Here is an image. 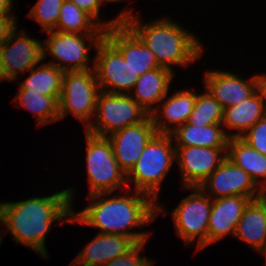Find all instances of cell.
<instances>
[{
    "instance_id": "d4e9b609",
    "label": "cell",
    "mask_w": 266,
    "mask_h": 266,
    "mask_svg": "<svg viewBox=\"0 0 266 266\" xmlns=\"http://www.w3.org/2000/svg\"><path fill=\"white\" fill-rule=\"evenodd\" d=\"M227 158L249 174L261 189L266 187V155L253 149L241 138L234 137L229 138Z\"/></svg>"
},
{
    "instance_id": "2e32d148",
    "label": "cell",
    "mask_w": 266,
    "mask_h": 266,
    "mask_svg": "<svg viewBox=\"0 0 266 266\" xmlns=\"http://www.w3.org/2000/svg\"><path fill=\"white\" fill-rule=\"evenodd\" d=\"M204 85L225 109L245 101L256 92V75L245 80L228 71L214 70L206 72Z\"/></svg>"
},
{
    "instance_id": "30bf717a",
    "label": "cell",
    "mask_w": 266,
    "mask_h": 266,
    "mask_svg": "<svg viewBox=\"0 0 266 266\" xmlns=\"http://www.w3.org/2000/svg\"><path fill=\"white\" fill-rule=\"evenodd\" d=\"M95 48L94 71L100 90L129 94L139 76L132 73L121 52L105 36Z\"/></svg>"
},
{
    "instance_id": "8fae6325",
    "label": "cell",
    "mask_w": 266,
    "mask_h": 266,
    "mask_svg": "<svg viewBox=\"0 0 266 266\" xmlns=\"http://www.w3.org/2000/svg\"><path fill=\"white\" fill-rule=\"evenodd\" d=\"M43 60V43L15 29L0 46L1 81H15Z\"/></svg>"
},
{
    "instance_id": "1f68e13d",
    "label": "cell",
    "mask_w": 266,
    "mask_h": 266,
    "mask_svg": "<svg viewBox=\"0 0 266 266\" xmlns=\"http://www.w3.org/2000/svg\"><path fill=\"white\" fill-rule=\"evenodd\" d=\"M75 3L80 9L89 14L95 21L100 20V6L102 0H70Z\"/></svg>"
},
{
    "instance_id": "836d02e7",
    "label": "cell",
    "mask_w": 266,
    "mask_h": 266,
    "mask_svg": "<svg viewBox=\"0 0 266 266\" xmlns=\"http://www.w3.org/2000/svg\"><path fill=\"white\" fill-rule=\"evenodd\" d=\"M256 91L259 93L266 108V74L256 75Z\"/></svg>"
},
{
    "instance_id": "e575fe53",
    "label": "cell",
    "mask_w": 266,
    "mask_h": 266,
    "mask_svg": "<svg viewBox=\"0 0 266 266\" xmlns=\"http://www.w3.org/2000/svg\"><path fill=\"white\" fill-rule=\"evenodd\" d=\"M13 0H0V17H16L12 14Z\"/></svg>"
},
{
    "instance_id": "7c38bea8",
    "label": "cell",
    "mask_w": 266,
    "mask_h": 266,
    "mask_svg": "<svg viewBox=\"0 0 266 266\" xmlns=\"http://www.w3.org/2000/svg\"><path fill=\"white\" fill-rule=\"evenodd\" d=\"M199 188L212 199L227 196H245L257 199L262 190L249 174L228 158L211 173Z\"/></svg>"
},
{
    "instance_id": "4dcf8cb0",
    "label": "cell",
    "mask_w": 266,
    "mask_h": 266,
    "mask_svg": "<svg viewBox=\"0 0 266 266\" xmlns=\"http://www.w3.org/2000/svg\"><path fill=\"white\" fill-rule=\"evenodd\" d=\"M147 241L137 243L132 249H130L124 255L111 260L102 266H152L154 260H150L147 257H141L140 251L143 249Z\"/></svg>"
},
{
    "instance_id": "7402d4cb",
    "label": "cell",
    "mask_w": 266,
    "mask_h": 266,
    "mask_svg": "<svg viewBox=\"0 0 266 266\" xmlns=\"http://www.w3.org/2000/svg\"><path fill=\"white\" fill-rule=\"evenodd\" d=\"M222 124H211L201 127L184 123L170 133L176 138L175 147L199 146L206 148H227L229 137Z\"/></svg>"
},
{
    "instance_id": "5b68a950",
    "label": "cell",
    "mask_w": 266,
    "mask_h": 266,
    "mask_svg": "<svg viewBox=\"0 0 266 266\" xmlns=\"http://www.w3.org/2000/svg\"><path fill=\"white\" fill-rule=\"evenodd\" d=\"M86 132V164L90 193L114 192L118 188H128L127 175L114 158L108 137Z\"/></svg>"
},
{
    "instance_id": "ba28073f",
    "label": "cell",
    "mask_w": 266,
    "mask_h": 266,
    "mask_svg": "<svg viewBox=\"0 0 266 266\" xmlns=\"http://www.w3.org/2000/svg\"><path fill=\"white\" fill-rule=\"evenodd\" d=\"M47 33L49 36L44 41L45 45L43 44V58L48 52L55 60L57 59V62L53 60L49 61L48 64L55 65L63 72L94 69V61L92 67L88 65L90 60L89 47L93 44L96 47L105 34H77L55 30L47 31ZM86 40L90 42L88 46Z\"/></svg>"
},
{
    "instance_id": "74e56055",
    "label": "cell",
    "mask_w": 266,
    "mask_h": 266,
    "mask_svg": "<svg viewBox=\"0 0 266 266\" xmlns=\"http://www.w3.org/2000/svg\"><path fill=\"white\" fill-rule=\"evenodd\" d=\"M260 253L264 254L265 259H266V243L264 245V248L260 251Z\"/></svg>"
},
{
    "instance_id": "6da1fadb",
    "label": "cell",
    "mask_w": 266,
    "mask_h": 266,
    "mask_svg": "<svg viewBox=\"0 0 266 266\" xmlns=\"http://www.w3.org/2000/svg\"><path fill=\"white\" fill-rule=\"evenodd\" d=\"M130 191L113 197H103L102 195L111 194V192L95 193L87 198L91 200V204L77 213L72 210V217L69 223H81L97 229L99 233L124 235L131 237L136 243L148 240L147 231H127L128 229L144 226L150 223L156 216L166 211L163 210L161 204L149 195L135 191ZM98 198V199H97ZM100 198V199H99ZM105 198V199H104Z\"/></svg>"
},
{
    "instance_id": "d6986e66",
    "label": "cell",
    "mask_w": 266,
    "mask_h": 266,
    "mask_svg": "<svg viewBox=\"0 0 266 266\" xmlns=\"http://www.w3.org/2000/svg\"><path fill=\"white\" fill-rule=\"evenodd\" d=\"M196 98L197 94L190 90L177 91L170 97L166 96L163 99L166 102H163L161 107H155V110L150 115L156 133L170 134L175 128L186 123L193 111ZM160 111L162 112L160 113ZM162 113L163 117H161ZM173 124L174 127H172Z\"/></svg>"
},
{
    "instance_id": "44dd1931",
    "label": "cell",
    "mask_w": 266,
    "mask_h": 266,
    "mask_svg": "<svg viewBox=\"0 0 266 266\" xmlns=\"http://www.w3.org/2000/svg\"><path fill=\"white\" fill-rule=\"evenodd\" d=\"M234 236L258 252L264 248L266 243V203L261 197L250 200L246 205Z\"/></svg>"
},
{
    "instance_id": "8992f818",
    "label": "cell",
    "mask_w": 266,
    "mask_h": 266,
    "mask_svg": "<svg viewBox=\"0 0 266 266\" xmlns=\"http://www.w3.org/2000/svg\"><path fill=\"white\" fill-rule=\"evenodd\" d=\"M149 114L130 94L100 91L94 121L86 127L89 133L108 137L112 133L143 122Z\"/></svg>"
},
{
    "instance_id": "5bb4252c",
    "label": "cell",
    "mask_w": 266,
    "mask_h": 266,
    "mask_svg": "<svg viewBox=\"0 0 266 266\" xmlns=\"http://www.w3.org/2000/svg\"><path fill=\"white\" fill-rule=\"evenodd\" d=\"M156 134L150 115L141 123L127 126L108 136L114 158L127 175L135 166L145 146Z\"/></svg>"
},
{
    "instance_id": "ac0fdd59",
    "label": "cell",
    "mask_w": 266,
    "mask_h": 266,
    "mask_svg": "<svg viewBox=\"0 0 266 266\" xmlns=\"http://www.w3.org/2000/svg\"><path fill=\"white\" fill-rule=\"evenodd\" d=\"M137 243L124 235L98 233L72 261L70 266H102L120 257Z\"/></svg>"
},
{
    "instance_id": "3957f363",
    "label": "cell",
    "mask_w": 266,
    "mask_h": 266,
    "mask_svg": "<svg viewBox=\"0 0 266 266\" xmlns=\"http://www.w3.org/2000/svg\"><path fill=\"white\" fill-rule=\"evenodd\" d=\"M118 17L154 53L160 67L173 71L172 64L186 67L202 55L199 39L168 17L141 24L139 17L129 9H124Z\"/></svg>"
},
{
    "instance_id": "f35d334b",
    "label": "cell",
    "mask_w": 266,
    "mask_h": 266,
    "mask_svg": "<svg viewBox=\"0 0 266 266\" xmlns=\"http://www.w3.org/2000/svg\"><path fill=\"white\" fill-rule=\"evenodd\" d=\"M0 232H1V233H0V246H1V243H2V236H1V235L3 234V233H2V232H3V229H2V231H0Z\"/></svg>"
},
{
    "instance_id": "ab89813d",
    "label": "cell",
    "mask_w": 266,
    "mask_h": 266,
    "mask_svg": "<svg viewBox=\"0 0 266 266\" xmlns=\"http://www.w3.org/2000/svg\"><path fill=\"white\" fill-rule=\"evenodd\" d=\"M0 82H1V65H0Z\"/></svg>"
},
{
    "instance_id": "d590c367",
    "label": "cell",
    "mask_w": 266,
    "mask_h": 266,
    "mask_svg": "<svg viewBox=\"0 0 266 266\" xmlns=\"http://www.w3.org/2000/svg\"><path fill=\"white\" fill-rule=\"evenodd\" d=\"M260 197L263 199V201L266 203V187L262 188Z\"/></svg>"
},
{
    "instance_id": "cb8c5ba5",
    "label": "cell",
    "mask_w": 266,
    "mask_h": 266,
    "mask_svg": "<svg viewBox=\"0 0 266 266\" xmlns=\"http://www.w3.org/2000/svg\"><path fill=\"white\" fill-rule=\"evenodd\" d=\"M265 115L266 108L264 102L256 91L245 101L224 109L222 126L227 129L239 131L228 134L229 138H240Z\"/></svg>"
},
{
    "instance_id": "d6a6232c",
    "label": "cell",
    "mask_w": 266,
    "mask_h": 266,
    "mask_svg": "<svg viewBox=\"0 0 266 266\" xmlns=\"http://www.w3.org/2000/svg\"><path fill=\"white\" fill-rule=\"evenodd\" d=\"M17 17H0V46L8 39L10 34L17 29Z\"/></svg>"
},
{
    "instance_id": "f1b7e54d",
    "label": "cell",
    "mask_w": 266,
    "mask_h": 266,
    "mask_svg": "<svg viewBox=\"0 0 266 266\" xmlns=\"http://www.w3.org/2000/svg\"><path fill=\"white\" fill-rule=\"evenodd\" d=\"M65 0H38L32 7L28 16L37 21L42 31H51L56 28L60 9Z\"/></svg>"
},
{
    "instance_id": "f546056e",
    "label": "cell",
    "mask_w": 266,
    "mask_h": 266,
    "mask_svg": "<svg viewBox=\"0 0 266 266\" xmlns=\"http://www.w3.org/2000/svg\"><path fill=\"white\" fill-rule=\"evenodd\" d=\"M240 138L256 151L266 155V115Z\"/></svg>"
},
{
    "instance_id": "9c48e42d",
    "label": "cell",
    "mask_w": 266,
    "mask_h": 266,
    "mask_svg": "<svg viewBox=\"0 0 266 266\" xmlns=\"http://www.w3.org/2000/svg\"><path fill=\"white\" fill-rule=\"evenodd\" d=\"M183 189H192L193 193L185 197L173 210V222L176 233L186 245L194 243L198 238L197 251H199L207 246L212 198L199 187H183Z\"/></svg>"
},
{
    "instance_id": "9a60e30c",
    "label": "cell",
    "mask_w": 266,
    "mask_h": 266,
    "mask_svg": "<svg viewBox=\"0 0 266 266\" xmlns=\"http://www.w3.org/2000/svg\"><path fill=\"white\" fill-rule=\"evenodd\" d=\"M105 37L121 52L133 74L140 77L160 68L154 53L123 21L105 29Z\"/></svg>"
},
{
    "instance_id": "4316f807",
    "label": "cell",
    "mask_w": 266,
    "mask_h": 266,
    "mask_svg": "<svg viewBox=\"0 0 266 266\" xmlns=\"http://www.w3.org/2000/svg\"><path fill=\"white\" fill-rule=\"evenodd\" d=\"M15 103L34 113L38 126L59 120V100L54 96L29 93L26 90H18L14 98Z\"/></svg>"
},
{
    "instance_id": "8d00e7d4",
    "label": "cell",
    "mask_w": 266,
    "mask_h": 266,
    "mask_svg": "<svg viewBox=\"0 0 266 266\" xmlns=\"http://www.w3.org/2000/svg\"><path fill=\"white\" fill-rule=\"evenodd\" d=\"M121 1H123V0H102L103 3H104V2H105V3H106V2H107V3H108V2H110V3L114 2V3H115V2H121Z\"/></svg>"
},
{
    "instance_id": "ffe728a7",
    "label": "cell",
    "mask_w": 266,
    "mask_h": 266,
    "mask_svg": "<svg viewBox=\"0 0 266 266\" xmlns=\"http://www.w3.org/2000/svg\"><path fill=\"white\" fill-rule=\"evenodd\" d=\"M173 77L174 71L164 67L148 71L138 78L131 97L151 115L155 110L154 104L159 106L168 95Z\"/></svg>"
},
{
    "instance_id": "e0dca14e",
    "label": "cell",
    "mask_w": 266,
    "mask_h": 266,
    "mask_svg": "<svg viewBox=\"0 0 266 266\" xmlns=\"http://www.w3.org/2000/svg\"><path fill=\"white\" fill-rule=\"evenodd\" d=\"M250 197L227 196L212 199L207 230V246L227 234L233 235Z\"/></svg>"
},
{
    "instance_id": "484cf974",
    "label": "cell",
    "mask_w": 266,
    "mask_h": 266,
    "mask_svg": "<svg viewBox=\"0 0 266 266\" xmlns=\"http://www.w3.org/2000/svg\"><path fill=\"white\" fill-rule=\"evenodd\" d=\"M30 75L19 84L18 90H26L29 93L54 96L60 100L64 72L55 65L42 63L39 67H33Z\"/></svg>"
},
{
    "instance_id": "4fadbf2b",
    "label": "cell",
    "mask_w": 266,
    "mask_h": 266,
    "mask_svg": "<svg viewBox=\"0 0 266 266\" xmlns=\"http://www.w3.org/2000/svg\"><path fill=\"white\" fill-rule=\"evenodd\" d=\"M184 188L200 185L227 158V148L175 147Z\"/></svg>"
},
{
    "instance_id": "83f0119b",
    "label": "cell",
    "mask_w": 266,
    "mask_h": 266,
    "mask_svg": "<svg viewBox=\"0 0 266 266\" xmlns=\"http://www.w3.org/2000/svg\"><path fill=\"white\" fill-rule=\"evenodd\" d=\"M223 107L206 89L204 94H197L196 102L187 123L200 125L222 124Z\"/></svg>"
},
{
    "instance_id": "52a82bcc",
    "label": "cell",
    "mask_w": 266,
    "mask_h": 266,
    "mask_svg": "<svg viewBox=\"0 0 266 266\" xmlns=\"http://www.w3.org/2000/svg\"><path fill=\"white\" fill-rule=\"evenodd\" d=\"M100 91L94 69L64 72L59 120L71 112L83 124L87 121L85 128L88 127L92 122L90 118L95 116Z\"/></svg>"
},
{
    "instance_id": "277c9868",
    "label": "cell",
    "mask_w": 266,
    "mask_h": 266,
    "mask_svg": "<svg viewBox=\"0 0 266 266\" xmlns=\"http://www.w3.org/2000/svg\"><path fill=\"white\" fill-rule=\"evenodd\" d=\"M175 161L173 138L170 134L156 133L127 174V183L133 178L135 191L145 193L157 201L161 183Z\"/></svg>"
},
{
    "instance_id": "7a4b0ae2",
    "label": "cell",
    "mask_w": 266,
    "mask_h": 266,
    "mask_svg": "<svg viewBox=\"0 0 266 266\" xmlns=\"http://www.w3.org/2000/svg\"><path fill=\"white\" fill-rule=\"evenodd\" d=\"M72 190L67 188L50 196H37L19 202H2L0 223L17 244H24L48 259L46 235L56 220L59 219L60 224L70 222L74 197Z\"/></svg>"
},
{
    "instance_id": "603a6c76",
    "label": "cell",
    "mask_w": 266,
    "mask_h": 266,
    "mask_svg": "<svg viewBox=\"0 0 266 266\" xmlns=\"http://www.w3.org/2000/svg\"><path fill=\"white\" fill-rule=\"evenodd\" d=\"M121 21L117 16L108 22L99 23L75 3L65 0L61 6L59 19L54 30L77 34H105V29L118 25Z\"/></svg>"
}]
</instances>
